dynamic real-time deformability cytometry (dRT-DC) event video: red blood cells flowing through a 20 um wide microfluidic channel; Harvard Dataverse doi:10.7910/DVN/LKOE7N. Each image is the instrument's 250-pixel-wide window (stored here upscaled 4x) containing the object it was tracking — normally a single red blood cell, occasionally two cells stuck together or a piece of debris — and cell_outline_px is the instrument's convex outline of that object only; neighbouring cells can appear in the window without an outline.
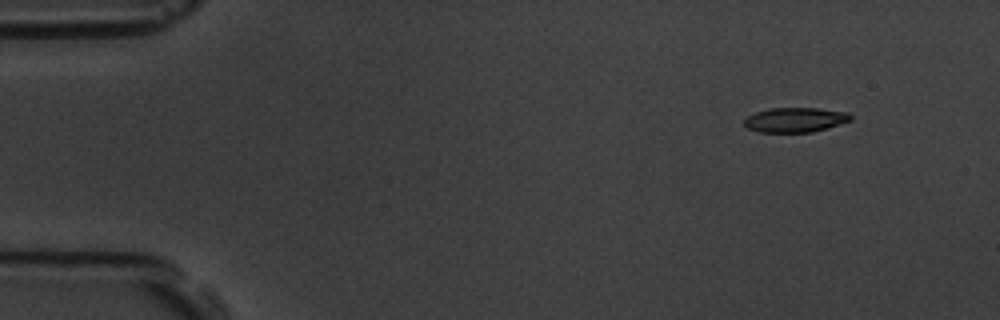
{"species": "common noctule bat (a hibernating species)", "species_latin": "Nyctalus noctula", "temperature_condition": "room temperature", "stored_images_in_passage": 4, "camera_frame_rate_fps": 3000, "um_per_image_px": 0.085, "animal": {"sex": "male", "body_mass_g": 19.5, "forearm_length_mm": 54.6}, "frame": {"image": 1, "passage_image": 1, "time_ms": 0.0, "image_size_px": [1000, 320], "cell_outline_px": [[852, 120], [840, 124], [812, 132], [760, 132], [748, 128], [744, 124], [744, 120], [748, 116], [756, 112], [772, 108], [816, 108], [848, 112], [852, 116]], "centroid_in_image_um": [67.61, 10.18], "position_along_channel_um": 17.4, "area_um2": 15.2}}
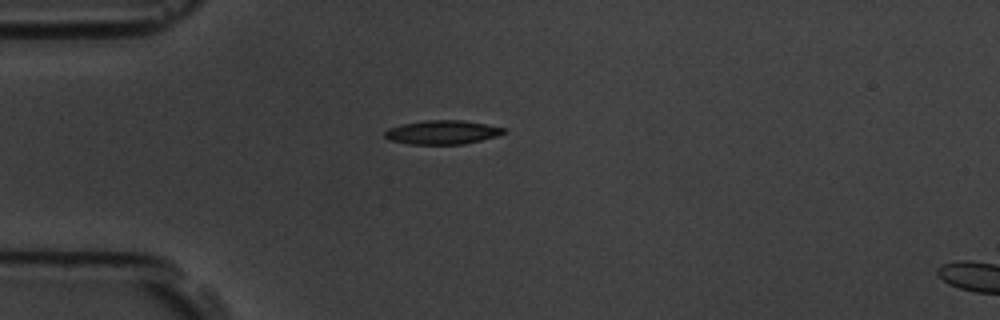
{"frame": {"image": 2, "passage_image": 3, "time_ms": 3.0, "image_size_px": [1000, 320], "cell_outline_px": [[508, 132], [496, 136], [464, 144], [408, 144], [388, 140], [384, 136], [384, 132], [388, 128], [404, 124], [428, 120], [460, 120], [484, 124], [504, 128]], "centroid_in_image_um": [37.57, 11.25], "position_along_channel_um": 47.4, "area_um2": 16.42}}